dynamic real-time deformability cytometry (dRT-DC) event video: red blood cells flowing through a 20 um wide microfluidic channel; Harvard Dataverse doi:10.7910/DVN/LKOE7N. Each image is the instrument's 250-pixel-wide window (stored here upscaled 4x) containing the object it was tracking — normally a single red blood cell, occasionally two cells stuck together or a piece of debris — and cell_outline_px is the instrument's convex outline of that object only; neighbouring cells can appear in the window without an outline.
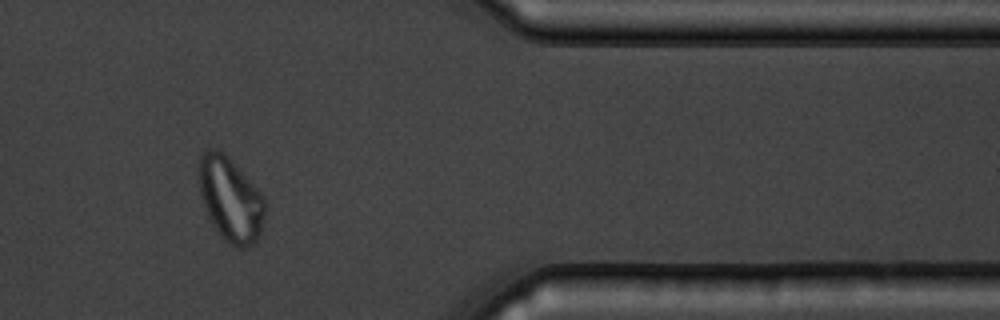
{"species": "common noctule bat (a hibernating species)", "species_latin": "Nyctalus noctula", "temperature_condition": "warm", "stored_images_in_passage": 14, "camera_frame_rate_fps": 3000, "um_per_image_px": 0.085, "animal": {"sex": "male", "body_mass_g": 19.5, "forearm_length_mm": 54.6}, "frame": {"image": 1, "passage_image": 12, "time_ms": 13.667, "image_size_px": [1000, 320], "cell_outline_px": [[264, 212], [260, 232], [256, 240], [252, 244], [244, 248], [240, 248], [228, 244], [220, 236], [212, 224], [208, 216], [200, 196], [196, 172], [200, 156], [208, 148], [212, 148], [224, 152], [264, 196]], "centroid_in_image_um": [19.53, 16.92], "position_along_channel_um": 391.9, "area_um2": 32.6}}